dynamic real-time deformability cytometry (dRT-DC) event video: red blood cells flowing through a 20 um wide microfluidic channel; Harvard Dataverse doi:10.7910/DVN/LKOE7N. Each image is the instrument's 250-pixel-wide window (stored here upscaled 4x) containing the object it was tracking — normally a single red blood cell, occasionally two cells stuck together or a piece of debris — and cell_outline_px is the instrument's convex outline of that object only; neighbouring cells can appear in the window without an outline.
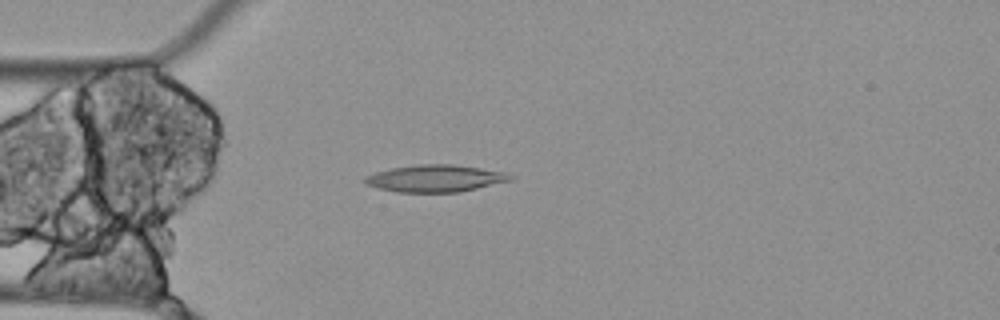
{"species": "Egyptian fruit bat (a non-hibernating species)", "species_latin": "Rousettus aegyptiacus", "temperature_condition": "cold", "stored_images_in_passage": 5, "camera_frame_rate_fps": 3000, "um_per_image_px": 0.085, "animal": {"sex": "female"}, "frame": {"image": 1, "passage_image": 4, "time_ms": 1.0, "image_size_px": [1000, 320], "cell_outline_px": [[516, 176], [512, 180], [460, 192], [396, 192], [376, 188], [364, 184], [360, 180], [364, 176], [376, 172], [392, 168], [416, 164], [452, 164], [508, 172]], "centroid_in_image_um": [36.98, 15.16], "position_along_channel_um": 48.0, "area_um2": 23.29}}